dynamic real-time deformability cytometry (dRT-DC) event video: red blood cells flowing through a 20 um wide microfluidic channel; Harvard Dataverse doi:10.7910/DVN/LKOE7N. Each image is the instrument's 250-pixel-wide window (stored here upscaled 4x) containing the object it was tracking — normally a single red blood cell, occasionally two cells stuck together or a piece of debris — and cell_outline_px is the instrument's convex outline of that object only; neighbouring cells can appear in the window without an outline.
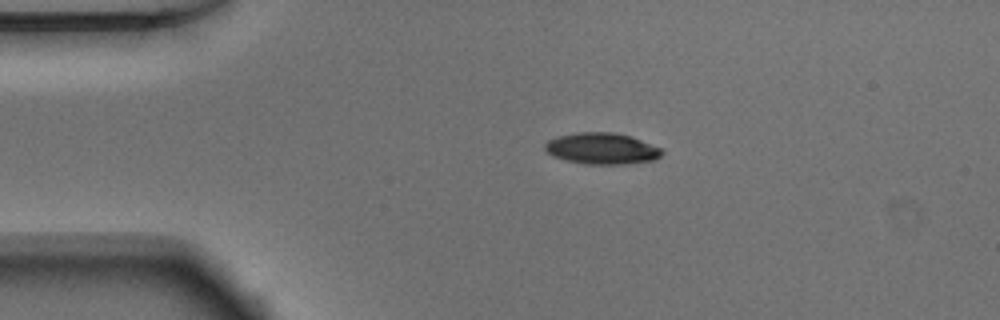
{"species": "Egyptian fruit bat (a non-hibernating species)", "species_latin": "Rousettus aegyptiacus", "temperature_condition": "warm", "stored_images_in_passage": 42, "camera_frame_rate_fps": 3000, "um_per_image_px": 0.085, "animal": {"sex": "male"}, "frame": {"image": 1, "passage_image": 1, "time_ms": 0.0, "image_size_px": [1000, 320], "cell_outline_px": [[664, 152], [656, 160], [628, 164], [588, 164], [568, 160], [552, 156], [544, 148], [544, 144], [548, 140], [556, 136], [576, 132], [616, 132], [632, 136], [664, 148]], "centroid_in_image_um": [51.21, 12.61], "position_along_channel_um": 33.8, "area_um2": 21.73}}
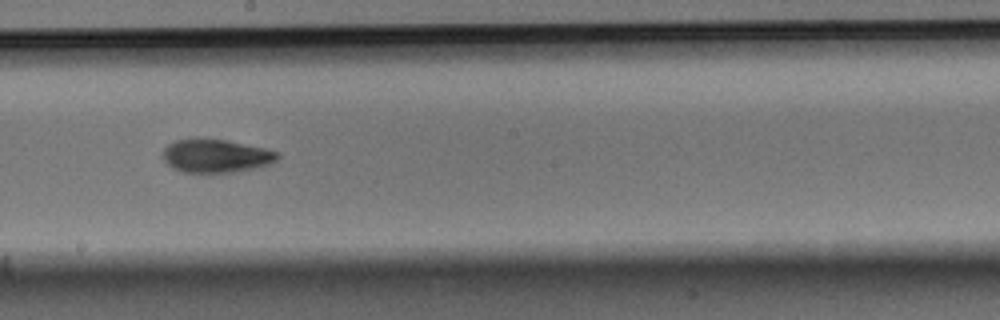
{"frame": {"image": 2, "passage_image": 19, "time_ms": 6.0, "image_size_px": [1000, 320], "cell_outline_px": [[280, 156], [276, 160], [268, 164], [256, 168], [232, 172], [180, 172], [172, 168], [164, 160], [164, 148], [168, 144], [176, 140], [192, 136], [196, 136], [224, 140], [264, 148], [280, 152]], "centroid_in_image_um": [18.32, 13.22], "position_along_channel_um": 229.9, "area_um2": 22.54}}
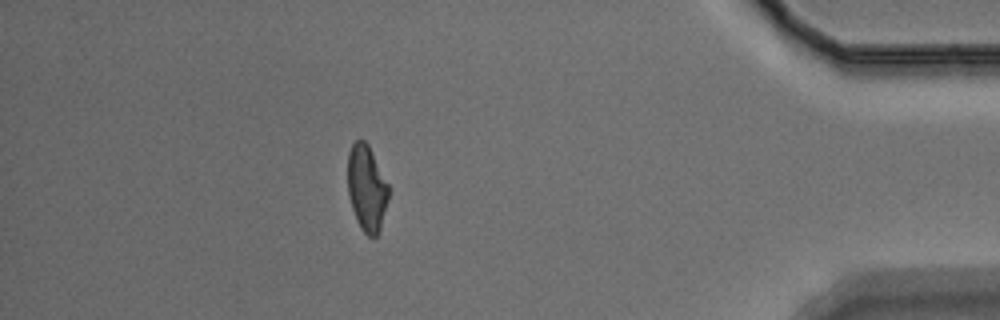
{"frame": {"image": 3, "passage_image": 36, "time_ms": 11.667, "image_size_px": [1000, 320], "cell_outline_px": [[388, 200], [380, 228], [376, 236], [368, 236], [360, 228], [352, 208], [348, 192], [348, 152], [352, 144], [356, 140], [364, 140], [368, 144], [388, 184]], "centroid_in_image_um": [31.16, 15.98], "position_along_channel_um": 404.0, "area_um2": 20.23}, "authors_computed_cell_mechanics": {"area_um2": 21.7328, "velocity_mm_per_s": 3.8938, "shape_relaxation_time_tau1_ms": 4.5124, "shape_relaxation_time_tau2_ms": 4.1839, "deformation_change_tau1": 0.1643, "deformation_change_tau2": 0.1082}}